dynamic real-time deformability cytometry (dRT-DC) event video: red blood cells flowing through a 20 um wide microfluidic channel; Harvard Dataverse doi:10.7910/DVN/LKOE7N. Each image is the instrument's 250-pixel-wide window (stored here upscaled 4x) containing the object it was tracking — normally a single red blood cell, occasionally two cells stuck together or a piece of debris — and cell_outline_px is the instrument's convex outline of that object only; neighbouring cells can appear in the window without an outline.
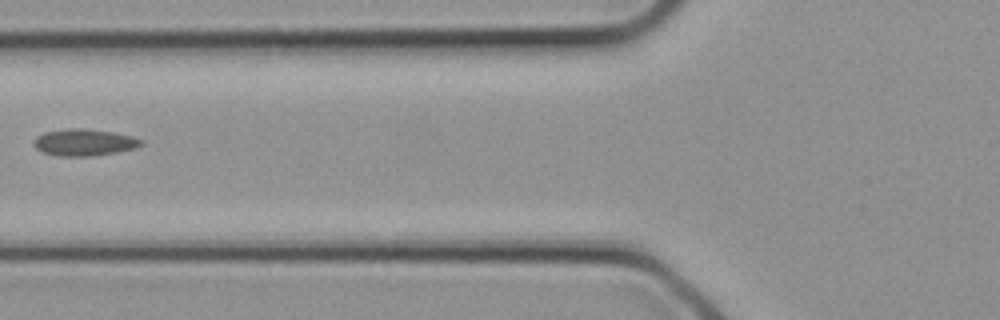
{"species": "common noctule bat (a hibernating species)", "species_latin": "Nyctalus noctula", "temperature_condition": "cold", "stored_images_in_passage": 2, "camera_frame_rate_fps": 3000, "um_per_image_px": 0.085, "animal": {"sex": "female", "body_mass_g": 21.9}, "frame": {"image": 1, "passage_image": 2, "time_ms": 0.333, "image_size_px": [1000, 320], "cell_outline_px": [[144, 144], [136, 148], [116, 152], [92, 156], [60, 156], [44, 152], [36, 148], [32, 144], [32, 140], [36, 136], [44, 132], [68, 128], [84, 128], [112, 132], [132, 136], [144, 140]], "centroid_in_image_um": [7.15, 12.09], "position_along_channel_um": 118.6, "area_um2": 16.88}}